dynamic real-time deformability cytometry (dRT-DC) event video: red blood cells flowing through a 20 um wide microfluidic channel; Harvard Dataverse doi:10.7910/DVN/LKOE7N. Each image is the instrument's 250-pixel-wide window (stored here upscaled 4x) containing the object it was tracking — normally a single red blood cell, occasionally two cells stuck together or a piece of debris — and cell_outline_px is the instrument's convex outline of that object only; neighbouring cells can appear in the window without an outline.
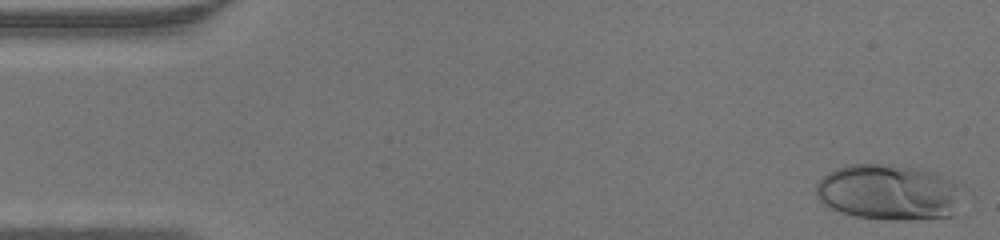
{"species": "human", "species_latin": "Homo sapiens", "temperature_condition": "warm", "stored_images_in_passage": 37, "camera_frame_rate_fps": 3000, "um_per_image_px": 0.085, "donor": {"sex": "male"}, "frame": {"image": 1, "passage_image": 1, "time_ms": 0.0, "image_size_px": [1000, 240], "cell_outline_px": [[956, 216], [920, 220], [896, 220], [856, 216], [840, 212], [824, 204], [820, 200], [816, 192], [816, 184], [828, 172], [836, 168], [848, 164], [892, 164], [920, 168], [932, 172], [952, 180], [956, 184]], "centroid_in_image_um": [75.5, 16.34], "position_along_channel_um": 9.5, "area_um2": 47.34}}
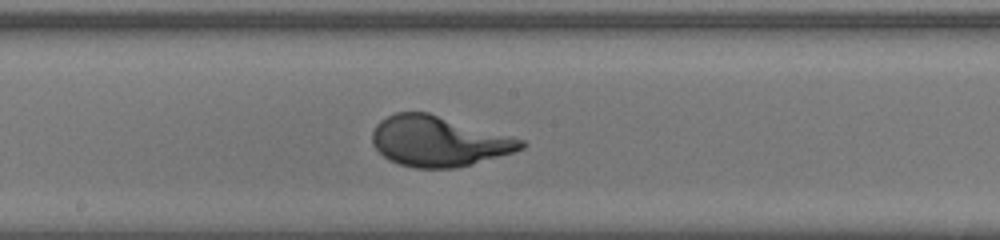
{"frame": {"image": 2, "passage_image": 24, "time_ms": 7.667, "image_size_px": [1000, 240], "cell_outline_px": [[528, 144], [524, 148], [512, 152], [472, 164], [456, 168], [412, 168], [388, 160], [372, 144], [372, 132], [376, 124], [380, 120], [396, 112], [428, 112], [512, 136], [524, 140]], "centroid_in_image_um": [37.27, 12.0], "position_along_channel_um": 210.9, "area_um2": 43.64}}
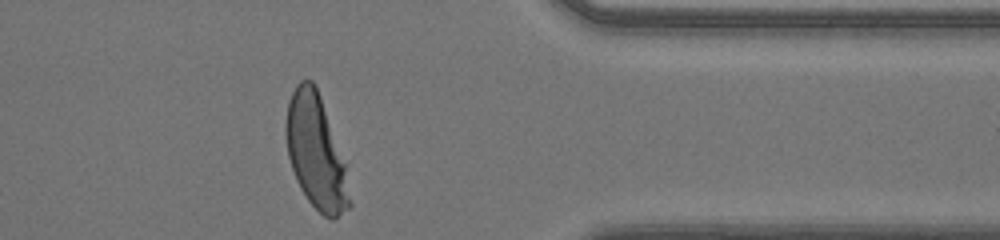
{"frame": {"image": 3, "passage_image": 37, "time_ms": 12.0, "image_size_px": [1000, 240], "cell_outline_px": [[352, 208], [332, 220], [324, 216], [308, 200], [300, 188], [296, 180], [288, 156], [284, 132], [284, 124], [288, 100], [296, 84], [300, 80], [312, 80], [320, 96], [344, 164], [352, 204]], "centroid_in_image_um": [26.82, 12.94], "position_along_channel_um": 384.6, "area_um2": 41.85}}